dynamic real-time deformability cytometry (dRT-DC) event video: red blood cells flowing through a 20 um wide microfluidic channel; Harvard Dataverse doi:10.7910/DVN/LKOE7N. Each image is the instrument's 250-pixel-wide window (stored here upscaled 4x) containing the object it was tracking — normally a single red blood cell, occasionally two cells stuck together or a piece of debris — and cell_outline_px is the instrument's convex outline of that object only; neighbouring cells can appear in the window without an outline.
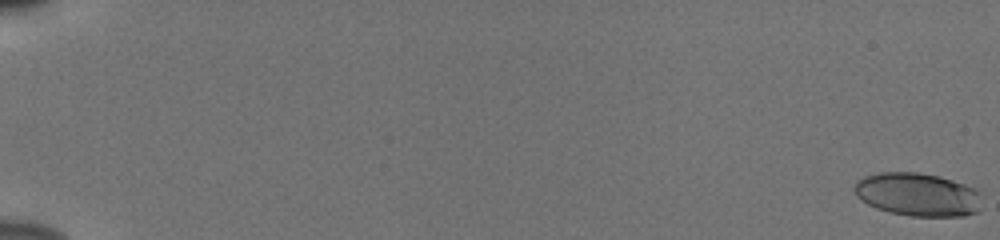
{"species": "human", "species_latin": "Homo sapiens", "temperature_condition": "cold", "stored_images_in_passage": 57, "camera_frame_rate_fps": 3000, "um_per_image_px": 0.085, "donor": {"sex": "male"}, "frame": {"image": 1, "passage_image": 1, "time_ms": 0.0, "image_size_px": [1000, 240], "cell_outline_px": [[980, 208], [976, 212], [964, 216], [912, 216], [888, 212], [876, 208], [860, 200], [856, 196], [852, 188], [856, 180], [864, 176], [880, 172], [916, 172], [940, 176], [976, 188], [980, 192]], "centroid_in_image_um": [77.97, 16.53], "position_along_channel_um": 7.0, "area_um2": 32.48}}
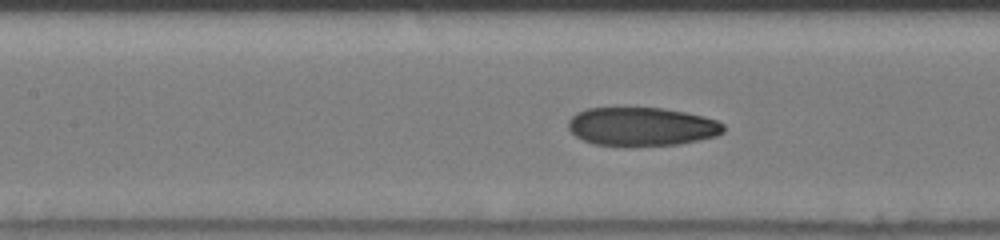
{"frame": {"image": 2, "passage_image": 29, "time_ms": 9.333, "image_size_px": [1000, 240], "cell_outline_px": [[724, 132], [716, 136], [700, 140], [680, 144], [632, 148], [624, 148], [592, 144], [576, 136], [568, 128], [568, 120], [576, 112], [588, 108], [624, 104], [664, 108], [704, 116], [716, 120], [724, 124]], "centroid_in_image_um": [54.49, 10.74], "position_along_channel_um": 152.9, "area_um2": 36.88}}
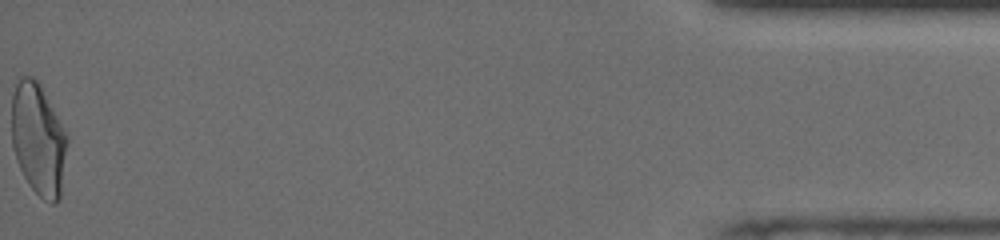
{"frame": {"image": 3, "passage_image": 57, "time_ms": 18.667, "image_size_px": [1000, 240], "cell_outline_px": [[68, 140], [60, 196], [56, 204], [52, 204], [44, 200], [28, 184], [16, 160], [12, 144], [12, 96], [16, 84], [20, 76], [32, 76], [40, 84], [68, 136]], "centroid_in_image_um": [3.25, 11.84], "position_along_channel_um": 431.9, "area_um2": 36.18}, "authors_computed_cell_mechanics": {"area_um2": 34.6222, "velocity_mm_per_s": 3.8573, "shape_relaxation_time_tau1_ms": 5.6362, "shape_relaxation_time_tau2_ms": 1.788, "deformation_change_tau1": 0.1895, "deformation_change_tau2": 0.0799}}